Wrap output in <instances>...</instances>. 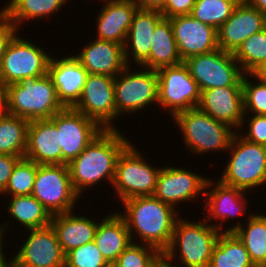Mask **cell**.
<instances>
[{"label": "cell", "mask_w": 266, "mask_h": 267, "mask_svg": "<svg viewBox=\"0 0 266 267\" xmlns=\"http://www.w3.org/2000/svg\"><path fill=\"white\" fill-rule=\"evenodd\" d=\"M138 9L161 11L165 7L166 0H134Z\"/></svg>", "instance_id": "obj_45"}, {"label": "cell", "mask_w": 266, "mask_h": 267, "mask_svg": "<svg viewBox=\"0 0 266 267\" xmlns=\"http://www.w3.org/2000/svg\"><path fill=\"white\" fill-rule=\"evenodd\" d=\"M171 118H174L178 129H181L186 148L194 155L228 150L236 133L229 125L217 121L198 108L181 111Z\"/></svg>", "instance_id": "obj_5"}, {"label": "cell", "mask_w": 266, "mask_h": 267, "mask_svg": "<svg viewBox=\"0 0 266 267\" xmlns=\"http://www.w3.org/2000/svg\"><path fill=\"white\" fill-rule=\"evenodd\" d=\"M248 75L254 78L257 83L251 82ZM242 89L245 121L242 122L241 128L250 119L249 117L246 118L249 114L248 112L254 115H266V84L256 79L252 74H244L242 78Z\"/></svg>", "instance_id": "obj_38"}, {"label": "cell", "mask_w": 266, "mask_h": 267, "mask_svg": "<svg viewBox=\"0 0 266 267\" xmlns=\"http://www.w3.org/2000/svg\"><path fill=\"white\" fill-rule=\"evenodd\" d=\"M97 122L103 129H115L117 119L114 77L88 74L82 94L72 107Z\"/></svg>", "instance_id": "obj_14"}, {"label": "cell", "mask_w": 266, "mask_h": 267, "mask_svg": "<svg viewBox=\"0 0 266 267\" xmlns=\"http://www.w3.org/2000/svg\"><path fill=\"white\" fill-rule=\"evenodd\" d=\"M240 0H195L191 15L218 29L232 14Z\"/></svg>", "instance_id": "obj_35"}, {"label": "cell", "mask_w": 266, "mask_h": 267, "mask_svg": "<svg viewBox=\"0 0 266 267\" xmlns=\"http://www.w3.org/2000/svg\"><path fill=\"white\" fill-rule=\"evenodd\" d=\"M94 241L74 248L65 254L64 267H111Z\"/></svg>", "instance_id": "obj_39"}, {"label": "cell", "mask_w": 266, "mask_h": 267, "mask_svg": "<svg viewBox=\"0 0 266 267\" xmlns=\"http://www.w3.org/2000/svg\"><path fill=\"white\" fill-rule=\"evenodd\" d=\"M130 143L119 129H104L67 164L74 191L82 197L84 189H92L102 180L106 179L111 185L118 157Z\"/></svg>", "instance_id": "obj_1"}, {"label": "cell", "mask_w": 266, "mask_h": 267, "mask_svg": "<svg viewBox=\"0 0 266 267\" xmlns=\"http://www.w3.org/2000/svg\"><path fill=\"white\" fill-rule=\"evenodd\" d=\"M19 34L9 42L0 65V84L4 87L48 72L51 55Z\"/></svg>", "instance_id": "obj_8"}, {"label": "cell", "mask_w": 266, "mask_h": 267, "mask_svg": "<svg viewBox=\"0 0 266 267\" xmlns=\"http://www.w3.org/2000/svg\"><path fill=\"white\" fill-rule=\"evenodd\" d=\"M37 174V163L21 158L13 168L8 184L1 195L28 196L32 194Z\"/></svg>", "instance_id": "obj_37"}, {"label": "cell", "mask_w": 266, "mask_h": 267, "mask_svg": "<svg viewBox=\"0 0 266 267\" xmlns=\"http://www.w3.org/2000/svg\"><path fill=\"white\" fill-rule=\"evenodd\" d=\"M245 74H251L266 61V27L243 41L233 53Z\"/></svg>", "instance_id": "obj_34"}, {"label": "cell", "mask_w": 266, "mask_h": 267, "mask_svg": "<svg viewBox=\"0 0 266 267\" xmlns=\"http://www.w3.org/2000/svg\"><path fill=\"white\" fill-rule=\"evenodd\" d=\"M7 113L6 89L0 84V117Z\"/></svg>", "instance_id": "obj_47"}, {"label": "cell", "mask_w": 266, "mask_h": 267, "mask_svg": "<svg viewBox=\"0 0 266 267\" xmlns=\"http://www.w3.org/2000/svg\"><path fill=\"white\" fill-rule=\"evenodd\" d=\"M91 40L78 55H74L88 74L115 77L127 66L122 44L97 38Z\"/></svg>", "instance_id": "obj_23"}, {"label": "cell", "mask_w": 266, "mask_h": 267, "mask_svg": "<svg viewBox=\"0 0 266 267\" xmlns=\"http://www.w3.org/2000/svg\"><path fill=\"white\" fill-rule=\"evenodd\" d=\"M123 213L132 242L139 236L142 244L157 248L162 254L169 247L174 226L179 218L173 206L163 203L154 195L129 198L123 201ZM178 216V217H177Z\"/></svg>", "instance_id": "obj_2"}, {"label": "cell", "mask_w": 266, "mask_h": 267, "mask_svg": "<svg viewBox=\"0 0 266 267\" xmlns=\"http://www.w3.org/2000/svg\"><path fill=\"white\" fill-rule=\"evenodd\" d=\"M251 74L256 79L266 84V61L260 64Z\"/></svg>", "instance_id": "obj_46"}, {"label": "cell", "mask_w": 266, "mask_h": 267, "mask_svg": "<svg viewBox=\"0 0 266 267\" xmlns=\"http://www.w3.org/2000/svg\"><path fill=\"white\" fill-rule=\"evenodd\" d=\"M68 0H12L2 9L9 15L12 22L20 27V23L30 19H43L51 17Z\"/></svg>", "instance_id": "obj_33"}, {"label": "cell", "mask_w": 266, "mask_h": 267, "mask_svg": "<svg viewBox=\"0 0 266 267\" xmlns=\"http://www.w3.org/2000/svg\"><path fill=\"white\" fill-rule=\"evenodd\" d=\"M213 183L214 185H212ZM211 186H213V189ZM246 192L247 191L240 188L226 185L220 180L213 182L208 177L204 195L206 196V203L203 207V210H207L206 214L208 215L205 220L207 222L210 220L211 222L214 221L213 218L215 220H220L219 222L221 223L217 221L213 226L222 233V224H224V220L227 222L231 217L235 218L242 214L246 215V212L244 213V211H246V206L249 204L248 199L245 198V195L247 194Z\"/></svg>", "instance_id": "obj_20"}, {"label": "cell", "mask_w": 266, "mask_h": 267, "mask_svg": "<svg viewBox=\"0 0 266 267\" xmlns=\"http://www.w3.org/2000/svg\"><path fill=\"white\" fill-rule=\"evenodd\" d=\"M19 156L0 154V194L5 190Z\"/></svg>", "instance_id": "obj_43"}, {"label": "cell", "mask_w": 266, "mask_h": 267, "mask_svg": "<svg viewBox=\"0 0 266 267\" xmlns=\"http://www.w3.org/2000/svg\"><path fill=\"white\" fill-rule=\"evenodd\" d=\"M248 120L247 133L239 131L247 141L266 146V115H254Z\"/></svg>", "instance_id": "obj_40"}, {"label": "cell", "mask_w": 266, "mask_h": 267, "mask_svg": "<svg viewBox=\"0 0 266 267\" xmlns=\"http://www.w3.org/2000/svg\"><path fill=\"white\" fill-rule=\"evenodd\" d=\"M227 151L230 160L219 177L222 183L245 191L266 184V146L247 141L236 132Z\"/></svg>", "instance_id": "obj_6"}, {"label": "cell", "mask_w": 266, "mask_h": 267, "mask_svg": "<svg viewBox=\"0 0 266 267\" xmlns=\"http://www.w3.org/2000/svg\"><path fill=\"white\" fill-rule=\"evenodd\" d=\"M246 226L240 221L224 229L223 232H234L245 245L250 260L258 267L266 258V214H249Z\"/></svg>", "instance_id": "obj_29"}, {"label": "cell", "mask_w": 266, "mask_h": 267, "mask_svg": "<svg viewBox=\"0 0 266 267\" xmlns=\"http://www.w3.org/2000/svg\"><path fill=\"white\" fill-rule=\"evenodd\" d=\"M130 143L120 154L112 186L121 202L129 198L154 195L161 168L153 167L142 152ZM143 157V158H142Z\"/></svg>", "instance_id": "obj_7"}, {"label": "cell", "mask_w": 266, "mask_h": 267, "mask_svg": "<svg viewBox=\"0 0 266 267\" xmlns=\"http://www.w3.org/2000/svg\"><path fill=\"white\" fill-rule=\"evenodd\" d=\"M51 224L64 254L93 241L98 226L96 220L78 216L73 211L52 215Z\"/></svg>", "instance_id": "obj_26"}, {"label": "cell", "mask_w": 266, "mask_h": 267, "mask_svg": "<svg viewBox=\"0 0 266 267\" xmlns=\"http://www.w3.org/2000/svg\"><path fill=\"white\" fill-rule=\"evenodd\" d=\"M30 121L6 113L0 117V154L24 158Z\"/></svg>", "instance_id": "obj_32"}, {"label": "cell", "mask_w": 266, "mask_h": 267, "mask_svg": "<svg viewBox=\"0 0 266 267\" xmlns=\"http://www.w3.org/2000/svg\"><path fill=\"white\" fill-rule=\"evenodd\" d=\"M24 158L38 165L62 164L59 133L49 119L30 121Z\"/></svg>", "instance_id": "obj_22"}, {"label": "cell", "mask_w": 266, "mask_h": 267, "mask_svg": "<svg viewBox=\"0 0 266 267\" xmlns=\"http://www.w3.org/2000/svg\"><path fill=\"white\" fill-rule=\"evenodd\" d=\"M195 222L179 216L174 226L171 243L163 253V263L176 260L178 251L177 260L184 267L209 266L221 232L213 226V223L209 222V224L205 219Z\"/></svg>", "instance_id": "obj_3"}, {"label": "cell", "mask_w": 266, "mask_h": 267, "mask_svg": "<svg viewBox=\"0 0 266 267\" xmlns=\"http://www.w3.org/2000/svg\"><path fill=\"white\" fill-rule=\"evenodd\" d=\"M6 207L13 217L26 229L45 227L51 224L52 215L32 195L12 196Z\"/></svg>", "instance_id": "obj_31"}, {"label": "cell", "mask_w": 266, "mask_h": 267, "mask_svg": "<svg viewBox=\"0 0 266 267\" xmlns=\"http://www.w3.org/2000/svg\"><path fill=\"white\" fill-rule=\"evenodd\" d=\"M57 128L62 147V164H69L104 129L72 107H65L49 119Z\"/></svg>", "instance_id": "obj_13"}, {"label": "cell", "mask_w": 266, "mask_h": 267, "mask_svg": "<svg viewBox=\"0 0 266 267\" xmlns=\"http://www.w3.org/2000/svg\"><path fill=\"white\" fill-rule=\"evenodd\" d=\"M3 226H0V267H16L15 265V260L14 257L11 260H6L5 254H4V243H3V237H5L4 235H6V228L9 225V220L8 223L4 226V224H2Z\"/></svg>", "instance_id": "obj_44"}, {"label": "cell", "mask_w": 266, "mask_h": 267, "mask_svg": "<svg viewBox=\"0 0 266 267\" xmlns=\"http://www.w3.org/2000/svg\"><path fill=\"white\" fill-rule=\"evenodd\" d=\"M197 108L238 132L244 121L242 86L217 87L201 91Z\"/></svg>", "instance_id": "obj_19"}, {"label": "cell", "mask_w": 266, "mask_h": 267, "mask_svg": "<svg viewBox=\"0 0 266 267\" xmlns=\"http://www.w3.org/2000/svg\"><path fill=\"white\" fill-rule=\"evenodd\" d=\"M208 267H255L243 242L234 232L219 235Z\"/></svg>", "instance_id": "obj_30"}, {"label": "cell", "mask_w": 266, "mask_h": 267, "mask_svg": "<svg viewBox=\"0 0 266 267\" xmlns=\"http://www.w3.org/2000/svg\"><path fill=\"white\" fill-rule=\"evenodd\" d=\"M177 49L182 61L219 48L217 29L195 19L192 15L169 18Z\"/></svg>", "instance_id": "obj_17"}, {"label": "cell", "mask_w": 266, "mask_h": 267, "mask_svg": "<svg viewBox=\"0 0 266 267\" xmlns=\"http://www.w3.org/2000/svg\"><path fill=\"white\" fill-rule=\"evenodd\" d=\"M127 65L114 77V95L117 117L124 113L140 112L150 104L158 105V75L156 70L142 66L138 70ZM144 68V69H143ZM132 70V71H131Z\"/></svg>", "instance_id": "obj_9"}, {"label": "cell", "mask_w": 266, "mask_h": 267, "mask_svg": "<svg viewBox=\"0 0 266 267\" xmlns=\"http://www.w3.org/2000/svg\"><path fill=\"white\" fill-rule=\"evenodd\" d=\"M163 262V254L147 244L131 242L118 256L112 267H158Z\"/></svg>", "instance_id": "obj_36"}, {"label": "cell", "mask_w": 266, "mask_h": 267, "mask_svg": "<svg viewBox=\"0 0 266 267\" xmlns=\"http://www.w3.org/2000/svg\"><path fill=\"white\" fill-rule=\"evenodd\" d=\"M51 215L74 211L80 199L74 191L68 165H38L32 191Z\"/></svg>", "instance_id": "obj_10"}, {"label": "cell", "mask_w": 266, "mask_h": 267, "mask_svg": "<svg viewBox=\"0 0 266 267\" xmlns=\"http://www.w3.org/2000/svg\"><path fill=\"white\" fill-rule=\"evenodd\" d=\"M58 59L51 56L47 74L52 79L61 104L73 107L82 94L88 71L72 54Z\"/></svg>", "instance_id": "obj_21"}, {"label": "cell", "mask_w": 266, "mask_h": 267, "mask_svg": "<svg viewBox=\"0 0 266 267\" xmlns=\"http://www.w3.org/2000/svg\"><path fill=\"white\" fill-rule=\"evenodd\" d=\"M182 62L170 19L163 17L155 27L149 57L140 66L158 70Z\"/></svg>", "instance_id": "obj_28"}, {"label": "cell", "mask_w": 266, "mask_h": 267, "mask_svg": "<svg viewBox=\"0 0 266 267\" xmlns=\"http://www.w3.org/2000/svg\"><path fill=\"white\" fill-rule=\"evenodd\" d=\"M28 232V238L15 254L16 267H64L65 254L52 224Z\"/></svg>", "instance_id": "obj_15"}, {"label": "cell", "mask_w": 266, "mask_h": 267, "mask_svg": "<svg viewBox=\"0 0 266 267\" xmlns=\"http://www.w3.org/2000/svg\"><path fill=\"white\" fill-rule=\"evenodd\" d=\"M195 0H166L165 7L160 11L163 17L172 18L179 15H191Z\"/></svg>", "instance_id": "obj_42"}, {"label": "cell", "mask_w": 266, "mask_h": 267, "mask_svg": "<svg viewBox=\"0 0 266 267\" xmlns=\"http://www.w3.org/2000/svg\"><path fill=\"white\" fill-rule=\"evenodd\" d=\"M7 113L28 121L50 119L65 107L48 74L5 87Z\"/></svg>", "instance_id": "obj_4"}, {"label": "cell", "mask_w": 266, "mask_h": 267, "mask_svg": "<svg viewBox=\"0 0 266 267\" xmlns=\"http://www.w3.org/2000/svg\"><path fill=\"white\" fill-rule=\"evenodd\" d=\"M112 265L132 242L126 221L118 211L109 213L98 223L93 240Z\"/></svg>", "instance_id": "obj_27"}, {"label": "cell", "mask_w": 266, "mask_h": 267, "mask_svg": "<svg viewBox=\"0 0 266 267\" xmlns=\"http://www.w3.org/2000/svg\"><path fill=\"white\" fill-rule=\"evenodd\" d=\"M162 18L160 11L137 9L123 46L127 65L133 60L140 66L149 57L153 33Z\"/></svg>", "instance_id": "obj_25"}, {"label": "cell", "mask_w": 266, "mask_h": 267, "mask_svg": "<svg viewBox=\"0 0 266 267\" xmlns=\"http://www.w3.org/2000/svg\"><path fill=\"white\" fill-rule=\"evenodd\" d=\"M98 14L96 38L124 46L133 16L138 9L134 0H102ZM98 36V37H97Z\"/></svg>", "instance_id": "obj_24"}, {"label": "cell", "mask_w": 266, "mask_h": 267, "mask_svg": "<svg viewBox=\"0 0 266 267\" xmlns=\"http://www.w3.org/2000/svg\"><path fill=\"white\" fill-rule=\"evenodd\" d=\"M258 267H266V258L264 259V261Z\"/></svg>", "instance_id": "obj_50"}, {"label": "cell", "mask_w": 266, "mask_h": 267, "mask_svg": "<svg viewBox=\"0 0 266 267\" xmlns=\"http://www.w3.org/2000/svg\"><path fill=\"white\" fill-rule=\"evenodd\" d=\"M161 267H176L175 264L172 263H161Z\"/></svg>", "instance_id": "obj_49"}, {"label": "cell", "mask_w": 266, "mask_h": 267, "mask_svg": "<svg viewBox=\"0 0 266 267\" xmlns=\"http://www.w3.org/2000/svg\"><path fill=\"white\" fill-rule=\"evenodd\" d=\"M19 29L12 22L9 15L3 10H0V65L2 57L6 51L9 42L14 36L19 33ZM18 31V32H17Z\"/></svg>", "instance_id": "obj_41"}, {"label": "cell", "mask_w": 266, "mask_h": 267, "mask_svg": "<svg viewBox=\"0 0 266 267\" xmlns=\"http://www.w3.org/2000/svg\"><path fill=\"white\" fill-rule=\"evenodd\" d=\"M200 91L228 86H242L245 74L233 53L214 50L183 61Z\"/></svg>", "instance_id": "obj_11"}, {"label": "cell", "mask_w": 266, "mask_h": 267, "mask_svg": "<svg viewBox=\"0 0 266 267\" xmlns=\"http://www.w3.org/2000/svg\"><path fill=\"white\" fill-rule=\"evenodd\" d=\"M208 179L188 169L179 167H161L157 177L154 196L163 203L176 207L182 202L191 200L205 194ZM177 203V204H176Z\"/></svg>", "instance_id": "obj_16"}, {"label": "cell", "mask_w": 266, "mask_h": 267, "mask_svg": "<svg viewBox=\"0 0 266 267\" xmlns=\"http://www.w3.org/2000/svg\"><path fill=\"white\" fill-rule=\"evenodd\" d=\"M158 75V104L175 114L197 108L201 91L182 62L156 70Z\"/></svg>", "instance_id": "obj_12"}, {"label": "cell", "mask_w": 266, "mask_h": 267, "mask_svg": "<svg viewBox=\"0 0 266 267\" xmlns=\"http://www.w3.org/2000/svg\"><path fill=\"white\" fill-rule=\"evenodd\" d=\"M246 4L257 8L266 16V0H243Z\"/></svg>", "instance_id": "obj_48"}, {"label": "cell", "mask_w": 266, "mask_h": 267, "mask_svg": "<svg viewBox=\"0 0 266 267\" xmlns=\"http://www.w3.org/2000/svg\"><path fill=\"white\" fill-rule=\"evenodd\" d=\"M265 27L266 16L240 0L231 16L217 29L219 49L234 53L244 40Z\"/></svg>", "instance_id": "obj_18"}]
</instances>
